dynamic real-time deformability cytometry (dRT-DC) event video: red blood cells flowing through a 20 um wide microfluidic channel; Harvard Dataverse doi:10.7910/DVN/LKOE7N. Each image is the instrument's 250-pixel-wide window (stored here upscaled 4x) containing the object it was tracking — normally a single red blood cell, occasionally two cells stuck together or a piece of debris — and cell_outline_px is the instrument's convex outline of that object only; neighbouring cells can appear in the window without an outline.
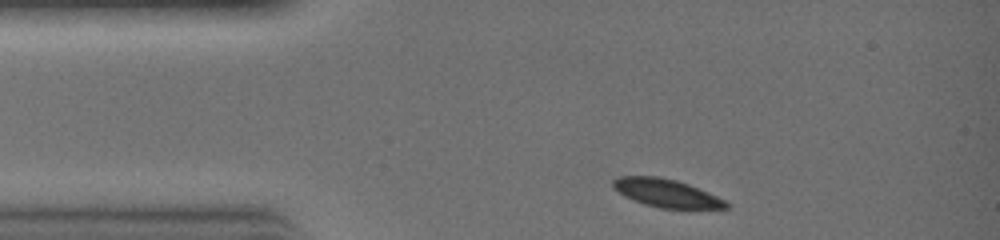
{"species": "common noctule bat (a hibernating species)", "species_latin": "Nyctalus noctula", "temperature_condition": "warm", "stored_images_in_passage": 23, "camera_frame_rate_fps": 3000, "um_per_image_px": 0.085, "animal": {"sex": "female", "body_mass_g": 19.0, "forearm_length_mm": 51.5}, "frame": {"image": 1, "passage_image": 1, "time_ms": 0.0, "image_size_px": [1000, 240], "cell_outline_px": [[728, 208], [660, 208], [644, 204], [624, 196], [612, 188], [612, 180], [620, 176], [660, 176], [676, 180], [688, 184], [708, 192], [724, 200], [728, 204]], "centroid_in_image_um": [56.58, 16.4], "position_along_channel_um": 28.4, "area_um2": 18.38}}
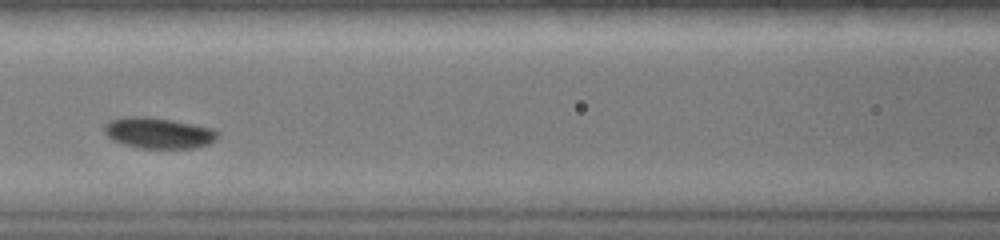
{"frame": {"image": 2, "passage_image": 9, "time_ms": 2.667, "image_size_px": [1000, 240], "cell_outline_px": [[220, 132], [216, 140], [208, 144], [192, 148], [140, 148], [124, 144], [112, 140], [104, 132], [104, 124], [108, 120], [124, 116], [148, 116], [172, 120], [212, 128]], "centroid_in_image_um": [13.45, 11.29], "position_along_channel_um": 153.2, "area_um2": 20.58}}
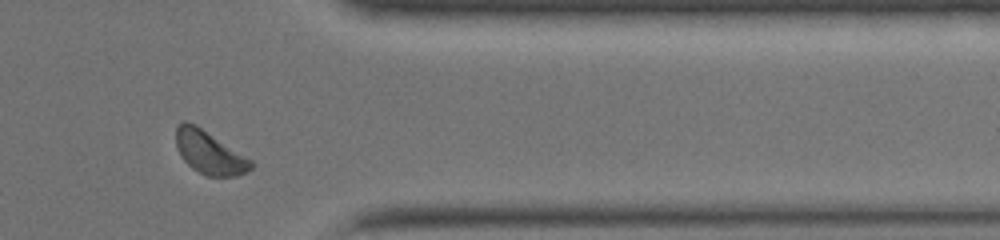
{"frame": {"image": 3, "passage_image": 21, "time_ms": 6.667, "image_size_px": [1000, 240], "cell_outline_px": [[256, 164], [252, 168], [236, 176], [208, 176], [192, 168], [184, 160], [176, 144], [176, 128], [184, 120], [196, 124], [252, 160]], "centroid_in_image_um": [17.82, 12.95], "position_along_channel_um": 393.6, "area_um2": 18.55}}